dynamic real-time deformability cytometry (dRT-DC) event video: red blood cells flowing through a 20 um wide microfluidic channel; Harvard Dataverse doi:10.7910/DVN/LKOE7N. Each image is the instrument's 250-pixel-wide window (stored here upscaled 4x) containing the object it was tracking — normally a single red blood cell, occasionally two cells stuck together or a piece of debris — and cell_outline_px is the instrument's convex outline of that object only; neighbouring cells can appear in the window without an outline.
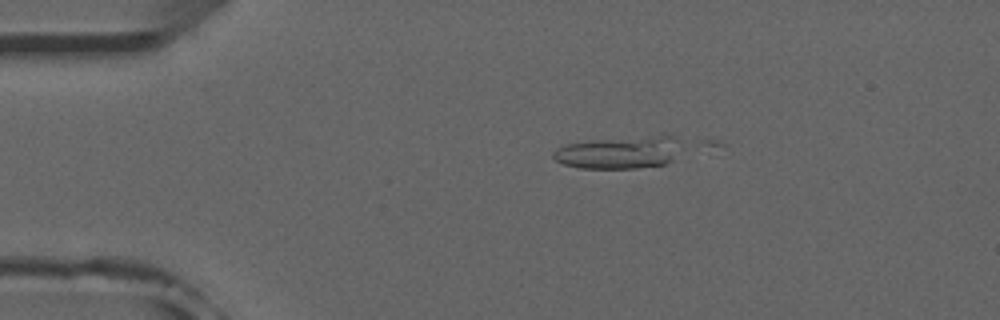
{"species": "common noctule bat (a hibernating species)", "species_latin": "Nyctalus noctula", "temperature_condition": "room temperature", "stored_images_in_passage": 5, "camera_frame_rate_fps": 3000, "um_per_image_px": 0.085, "animal": {"sex": "male", "forearm_length_mm": 52.5}, "frame": {"image": 1, "passage_image": 1, "time_ms": 0.0, "image_size_px": [1000, 320], "cell_outline_px": [[676, 140], [672, 160], [664, 164], [636, 168], [580, 168], [564, 164], [556, 160], [552, 156], [552, 152], [556, 148], [568, 144], [588, 140], [664, 132], [672, 136]], "centroid_in_image_um": [52.58, 12.91], "position_along_channel_um": 32.4, "area_um2": 24.45}}